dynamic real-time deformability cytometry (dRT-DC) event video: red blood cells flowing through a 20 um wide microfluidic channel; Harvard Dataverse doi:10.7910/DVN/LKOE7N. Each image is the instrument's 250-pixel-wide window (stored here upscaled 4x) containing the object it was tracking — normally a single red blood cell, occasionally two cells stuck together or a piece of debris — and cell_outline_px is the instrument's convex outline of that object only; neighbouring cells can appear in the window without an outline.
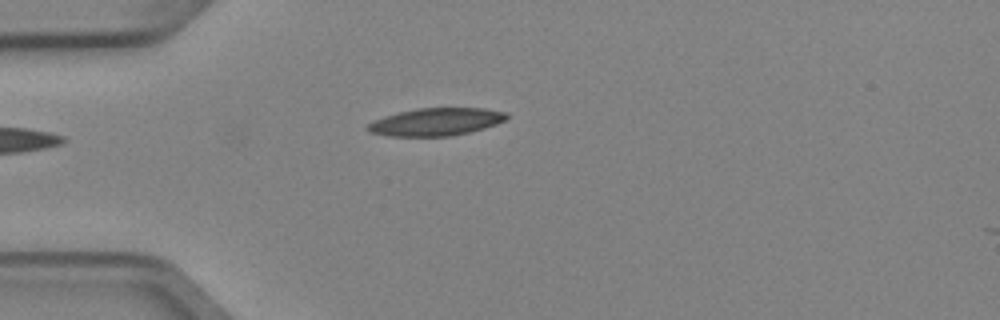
{"species": "Egyptian fruit bat (a non-hibernating species)", "species_latin": "Rousettus aegyptiacus", "temperature_condition": "cold", "stored_images_in_passage": 4, "camera_frame_rate_fps": 3000, "um_per_image_px": 0.085, "animal": {"sex": "female"}, "frame": {"image": 1, "passage_image": 4, "time_ms": 1.0, "image_size_px": [1000, 320], "cell_outline_px": [[508, 116], [504, 120], [496, 124], [484, 128], [452, 136], [388, 136], [368, 132], [364, 128], [372, 120], [384, 116], [400, 112], [420, 108], [484, 108], [508, 112]], "centroid_in_image_um": [37.03, 10.36], "position_along_channel_um": 48.0, "area_um2": 22.43}}